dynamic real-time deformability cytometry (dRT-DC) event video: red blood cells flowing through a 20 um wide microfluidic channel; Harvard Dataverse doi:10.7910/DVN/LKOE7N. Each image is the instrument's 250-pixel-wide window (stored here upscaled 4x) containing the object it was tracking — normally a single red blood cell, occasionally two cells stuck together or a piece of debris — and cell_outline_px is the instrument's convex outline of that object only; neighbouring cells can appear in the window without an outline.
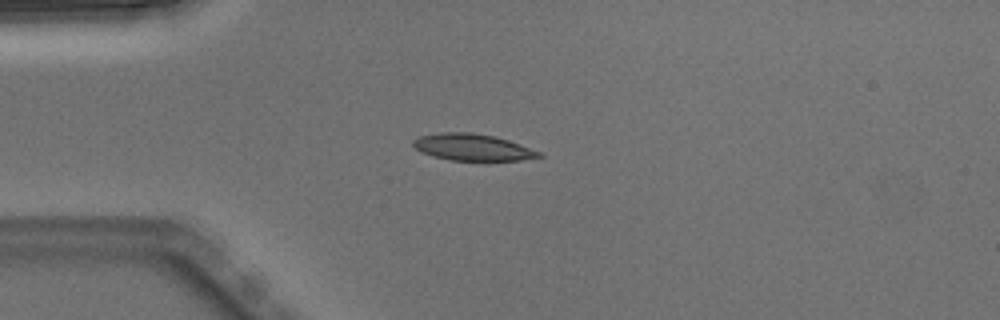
{"species": "Egyptian fruit bat (a non-hibernating species)", "species_latin": "Rousettus aegyptiacus", "temperature_condition": "warm", "stored_images_in_passage": 2, "camera_frame_rate_fps": 3000, "um_per_image_px": 0.085, "animal": {"sex": "male"}, "frame": {"image": 1, "passage_image": 2, "time_ms": 0.333, "image_size_px": [1000, 320], "cell_outline_px": [[544, 156], [520, 160], [452, 160], [436, 156], [424, 152], [416, 148], [412, 144], [412, 140], [420, 136], [440, 132], [472, 132], [496, 136], [508, 140], [540, 152]], "centroid_in_image_um": [40.17, 12.5], "position_along_channel_um": 44.8, "area_um2": 19.25}}